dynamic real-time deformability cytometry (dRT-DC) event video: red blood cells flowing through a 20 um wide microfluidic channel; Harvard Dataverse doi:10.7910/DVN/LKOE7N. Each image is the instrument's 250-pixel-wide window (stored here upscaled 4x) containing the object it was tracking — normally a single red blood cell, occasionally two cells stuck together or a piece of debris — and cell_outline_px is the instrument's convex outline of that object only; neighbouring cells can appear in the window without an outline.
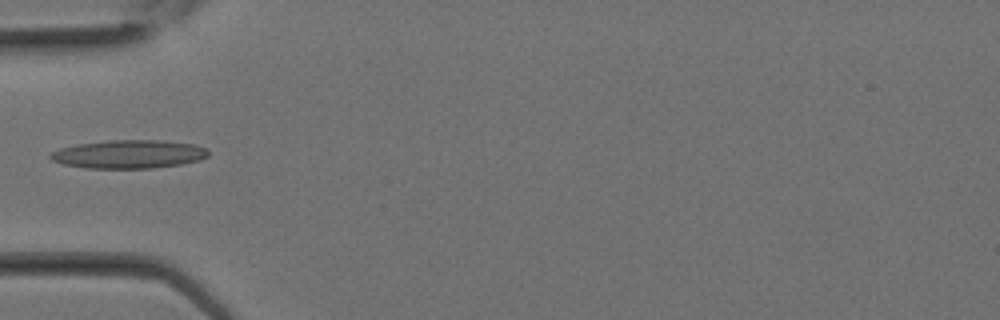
{"species": "Egyptian fruit bat (a non-hibernating species)", "species_latin": "Rousettus aegyptiacus", "temperature_condition": "room temperature", "stored_images_in_passage": 11, "camera_frame_rate_fps": 3000, "um_per_image_px": 0.085, "animal": {"sex": "female"}, "frame": {"image": 1, "passage_image": 10, "time_ms": 3.0, "image_size_px": [1000, 320], "cell_outline_px": [[208, 156], [200, 160], [184, 164], [152, 168], [84, 168], [64, 164], [52, 160], [48, 156], [52, 152], [60, 148], [76, 144], [108, 140], [160, 140], [196, 144], [208, 148]], "centroid_in_image_um": [10.99, 13.1], "position_along_channel_um": 74.0, "area_um2": 26.36}}